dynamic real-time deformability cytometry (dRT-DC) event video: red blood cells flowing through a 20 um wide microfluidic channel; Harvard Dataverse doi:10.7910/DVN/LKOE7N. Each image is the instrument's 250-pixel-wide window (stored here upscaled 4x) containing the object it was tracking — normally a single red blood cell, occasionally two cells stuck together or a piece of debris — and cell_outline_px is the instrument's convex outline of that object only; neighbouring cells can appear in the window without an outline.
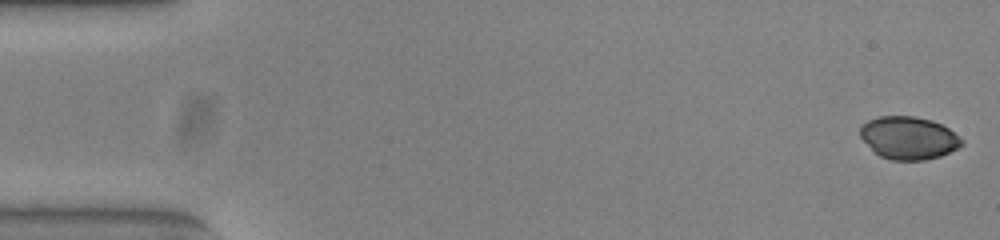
{"species": "common noctule bat (a hibernating species)", "species_latin": "Nyctalus noctula", "temperature_condition": "warm", "stored_images_in_passage": 53, "camera_frame_rate_fps": 3000, "um_per_image_px": 0.085, "animal": {"sex": "female", "body_mass_g": 23.0, "forearm_length_mm": 53.4}, "frame": {"image": 1, "passage_image": 1, "time_ms": 0.0, "image_size_px": [1000, 240], "cell_outline_px": [[964, 144], [940, 156], [924, 160], [892, 160], [880, 156], [860, 136], [860, 128], [868, 120], [880, 116], [912, 116], [932, 120], [948, 128], [960, 136], [964, 140]], "centroid_in_image_um": [77.26, 11.71], "position_along_channel_um": 7.7, "area_um2": 25.03}}
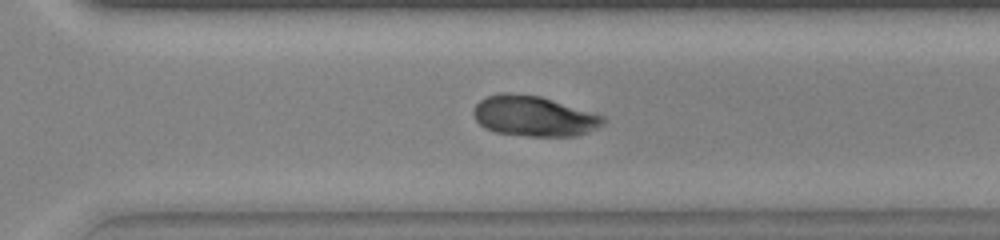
{"frame": {"image": 2, "passage_image": 37, "time_ms": 12.0, "image_size_px": [1000, 240], "cell_outline_px": [[604, 124], [596, 128], [576, 136], [528, 136], [496, 132], [484, 128], [472, 116], [472, 108], [484, 96], [500, 92], [508, 92], [540, 96], [604, 116]], "centroid_in_image_um": [45.3, 9.86], "position_along_channel_um": 325.3, "area_um2": 30.58}}
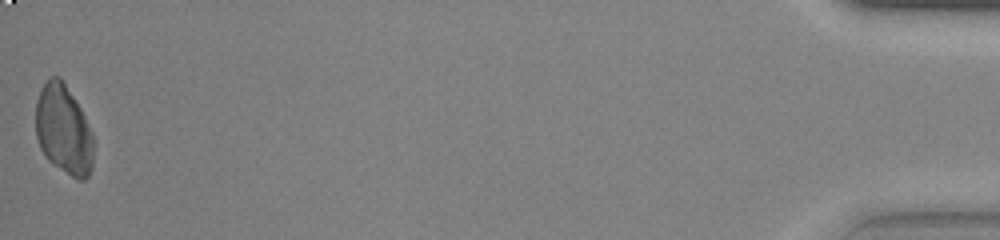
{"frame": {"image": 3, "passage_image": 53, "time_ms": 17.333, "image_size_px": [1000, 240], "cell_outline_px": [[92, 168], [88, 176], [84, 180], [76, 180], [48, 160], [44, 156], [40, 148], [36, 136], [36, 100], [44, 84], [52, 76], [60, 76], [80, 108], [92, 132]], "centroid_in_image_um": [5.39, 11.05], "position_along_channel_um": 429.8, "area_um2": 29.94}, "authors_computed_cell_mechanics": {"area_um2": 29.8248, "velocity_mm_per_s": 3.8416, "shape_relaxation_time_tau1_ms": 7.5525, "shape_relaxation_time_tau2_ms": 2.7546, "deformation_change_tau1": 0.1768, "deformation_change_tau2": 0.043}}